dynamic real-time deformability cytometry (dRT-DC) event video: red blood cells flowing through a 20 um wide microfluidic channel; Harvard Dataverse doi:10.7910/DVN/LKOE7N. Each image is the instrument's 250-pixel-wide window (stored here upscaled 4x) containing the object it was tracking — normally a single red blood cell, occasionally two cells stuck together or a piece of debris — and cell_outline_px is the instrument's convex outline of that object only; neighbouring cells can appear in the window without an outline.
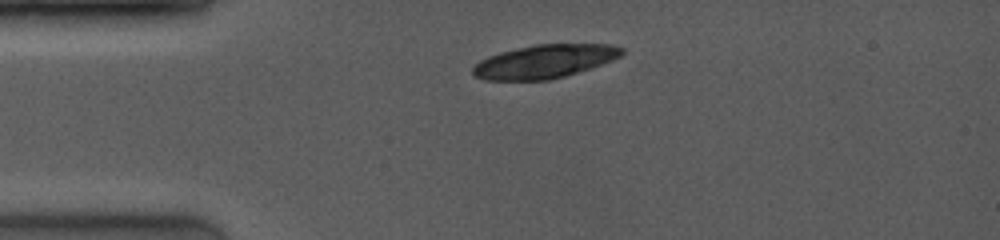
{"species": "common noctule bat (a hibernating species)", "species_latin": "Nyctalus noctula", "temperature_condition": "room temperature", "stored_images_in_passage": 2, "camera_frame_rate_fps": 4000, "um_per_image_px": 0.085, "animal": {"sex": "female", "body_mass_g": 19.0, "forearm_length_mm": 53.3}, "frame": {"image": 1, "passage_image": 1, "time_ms": 0.0, "image_size_px": [1000, 240], "cell_outline_px": [[624, 52], [620, 56], [612, 60], [564, 76], [548, 80], [484, 80], [472, 76], [472, 68], [480, 60], [488, 56], [500, 52], [536, 44], [612, 44], [624, 48]], "centroid_in_image_um": [46.25, 5.22], "position_along_channel_um": 38.8, "area_um2": 28.9}}